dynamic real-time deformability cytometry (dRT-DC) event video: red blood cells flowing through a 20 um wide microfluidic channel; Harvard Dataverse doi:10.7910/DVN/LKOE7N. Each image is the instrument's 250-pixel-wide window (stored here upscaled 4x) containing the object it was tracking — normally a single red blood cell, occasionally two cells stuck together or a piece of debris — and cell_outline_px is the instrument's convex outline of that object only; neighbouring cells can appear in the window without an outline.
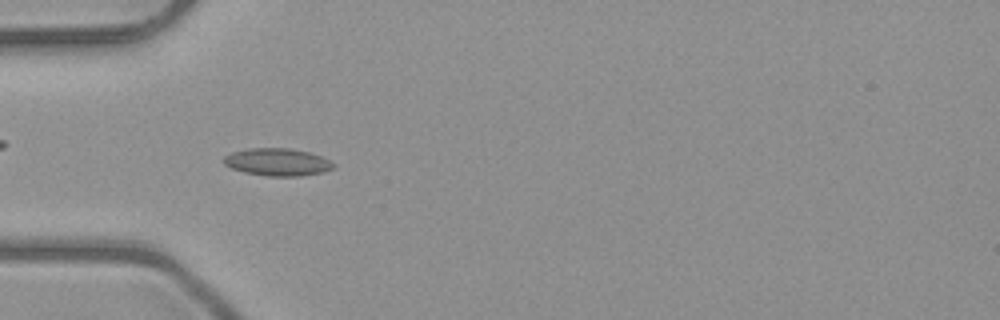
{"species": "common noctule bat (a hibernating species)", "species_latin": "Nyctalus noctula", "temperature_condition": "room temperature", "stored_images_in_passage": 50, "camera_frame_rate_fps": 3000, "um_per_image_px": 0.085, "animal": {"sex": "male", "body_mass_g": 23.1, "forearm_length_mm": 52.7}, "frame": {"image": 1, "passage_image": 15, "time_ms": 4.667, "image_size_px": [1000, 320], "cell_outline_px": [[336, 168], [324, 172], [300, 176], [268, 176], [244, 172], [232, 168], [224, 164], [224, 156], [232, 152], [248, 148], [288, 148], [312, 152], [336, 164]], "centroid_in_image_um": [23.62, 13.77], "position_along_channel_um": 61.4, "area_um2": 17.69}}
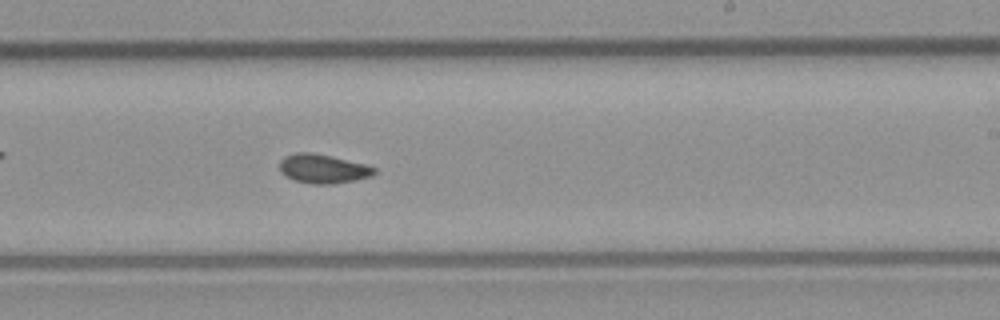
{"frame": {"image": 2, "passage_image": 30, "time_ms": 9.667, "image_size_px": [1000, 320], "cell_outline_px": [[376, 172], [372, 176], [356, 180], [332, 184], [312, 184], [292, 180], [284, 176], [280, 172], [280, 160], [284, 156], [296, 152], [308, 152], [368, 164], [376, 168]], "centroid_in_image_um": [27.44, 14.35], "position_along_channel_um": 261.6, "area_um2": 16.18}}
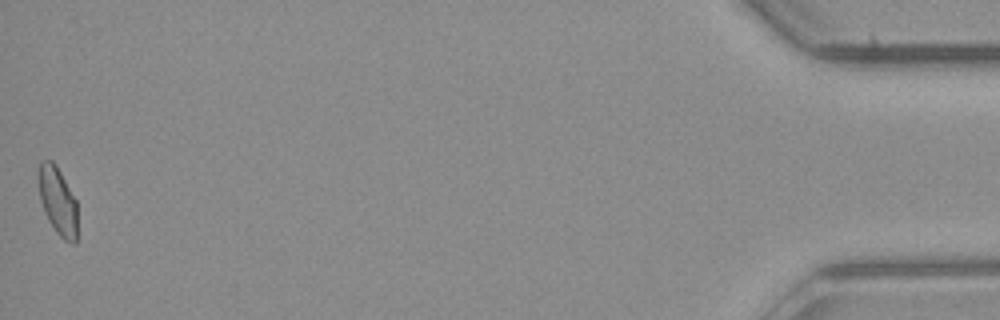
{"frame": {"image": 3, "passage_image": 50, "time_ms": 16.333, "image_size_px": [1000, 320], "cell_outline_px": [[76, 244], [72, 244], [64, 240], [56, 232], [48, 220], [44, 212], [40, 200], [36, 176], [36, 172], [40, 160], [52, 160], [56, 164], [76, 200]], "centroid_in_image_um": [4.86, 17.03], "position_along_channel_um": 430.3, "area_um2": 15.72}, "authors_computed_cell_mechanics": {"area_um2": 15.895, "velocity_mm_per_s": 4.0335, "shape_relaxation_time_tau1_ms": 7.4798, "shape_relaxation_time_tau2_ms": 1.6961, "deformation_change_tau1": 0.1327, "deformation_change_tau2": 0.0383}}